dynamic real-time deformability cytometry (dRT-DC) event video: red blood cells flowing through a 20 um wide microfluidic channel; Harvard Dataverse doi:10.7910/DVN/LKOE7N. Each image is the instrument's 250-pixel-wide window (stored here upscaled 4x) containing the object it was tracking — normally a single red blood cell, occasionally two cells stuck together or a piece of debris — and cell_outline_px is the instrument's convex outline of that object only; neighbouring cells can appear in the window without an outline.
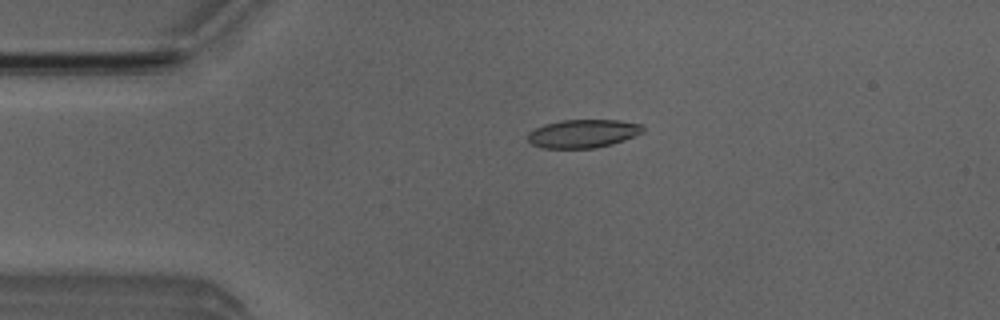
{"species": "Egyptian fruit bat (a non-hibernating species)", "species_latin": "Rousettus aegyptiacus", "temperature_condition": "room temperature", "stored_images_in_passage": 46, "camera_frame_rate_fps": 3000, "um_per_image_px": 0.085, "animal": {"sex": "male"}, "frame": {"image": 1, "passage_image": 6, "time_ms": 1.667, "image_size_px": [1000, 320], "cell_outline_px": [[644, 132], [624, 140], [612, 144], [596, 148], [544, 148], [532, 144], [528, 140], [528, 132], [544, 124], [560, 120], [620, 120], [644, 124]], "centroid_in_image_um": [49.59, 11.35], "position_along_channel_um": 35.4, "area_um2": 19.13}}
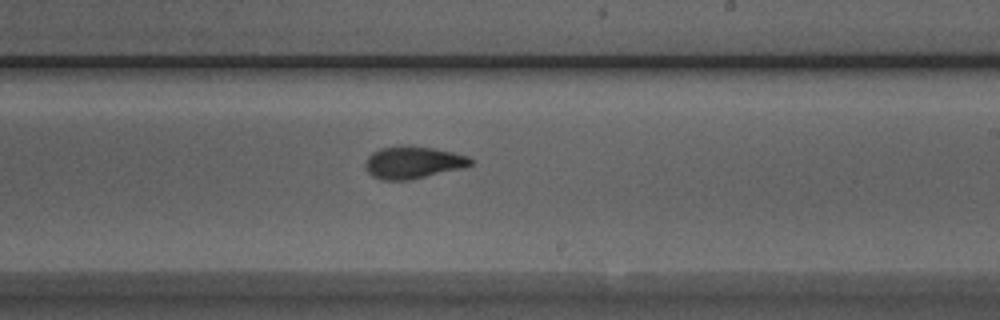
{"frame": {"image": 2, "passage_image": 25, "time_ms": 8.0, "image_size_px": [1000, 320], "cell_outline_px": [[472, 164], [464, 168], [412, 180], [380, 180], [372, 176], [364, 168], [364, 164], [368, 156], [372, 152], [380, 148], [400, 144], [408, 144], [432, 148], [452, 152], [468, 156], [472, 160]], "centroid_in_image_um": [35.07, 13.8], "position_along_channel_um": 253.9, "area_um2": 20.29}}
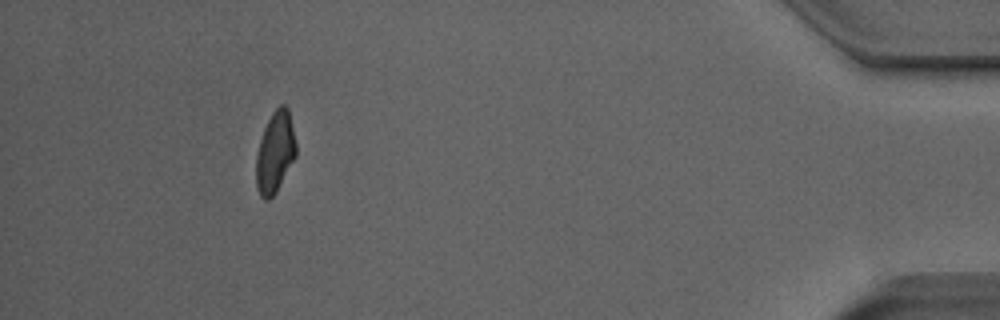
{"frame": {"image": 3, "passage_image": 42, "time_ms": 13.667, "image_size_px": [1000, 320], "cell_outline_px": [[296, 156], [276, 192], [268, 200], [264, 200], [260, 196], [256, 188], [256, 156], [260, 140], [264, 128], [272, 112], [280, 104], [284, 104], [288, 108], [296, 144]], "centroid_in_image_um": [23.37, 12.95], "position_along_channel_um": 411.8, "area_um2": 18.84}, "authors_computed_cell_mechanics": {"area_um2": 19.4208, "velocity_mm_per_s": 3.9733, "shape_relaxation_time_tau1_ms": 4.0876, "shape_relaxation_time_tau2_ms": 1.2318, "deformation_change_tau1": 0.1556, "deformation_change_tau2": 0.0673}}